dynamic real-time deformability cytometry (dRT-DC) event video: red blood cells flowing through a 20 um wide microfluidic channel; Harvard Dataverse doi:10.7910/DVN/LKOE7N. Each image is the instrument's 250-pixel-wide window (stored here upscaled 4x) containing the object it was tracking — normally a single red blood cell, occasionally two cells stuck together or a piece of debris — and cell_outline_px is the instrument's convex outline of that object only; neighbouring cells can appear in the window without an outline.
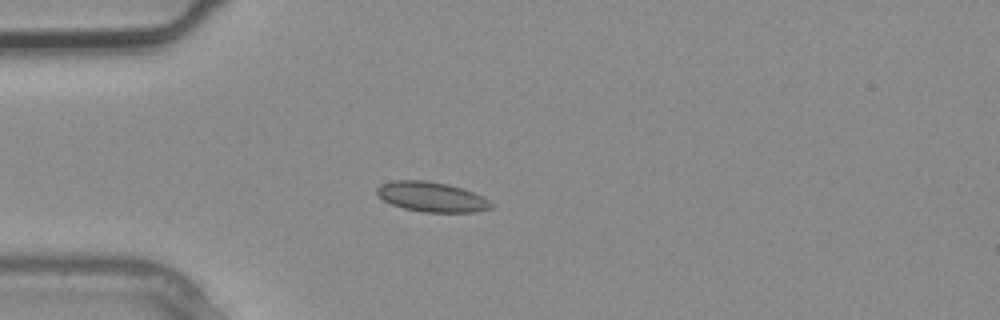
{"species": "common noctule bat (a hibernating species)", "species_latin": "Nyctalus noctula", "temperature_condition": "warm", "stored_images_in_passage": 3, "camera_frame_rate_fps": 3000, "um_per_image_px": 0.085, "animal": {"sex": "male", "body_mass_g": 20.4}, "frame": {"image": 1, "passage_image": 3, "time_ms": 0.667, "image_size_px": [1000, 320], "cell_outline_px": [[492, 208], [476, 212], [424, 212], [404, 208], [392, 204], [376, 196], [376, 188], [380, 184], [392, 180], [428, 180], [448, 184], [472, 192], [488, 200], [492, 204]], "centroid_in_image_um": [36.63, 16.72], "position_along_channel_um": 48.4, "area_um2": 19.88}}